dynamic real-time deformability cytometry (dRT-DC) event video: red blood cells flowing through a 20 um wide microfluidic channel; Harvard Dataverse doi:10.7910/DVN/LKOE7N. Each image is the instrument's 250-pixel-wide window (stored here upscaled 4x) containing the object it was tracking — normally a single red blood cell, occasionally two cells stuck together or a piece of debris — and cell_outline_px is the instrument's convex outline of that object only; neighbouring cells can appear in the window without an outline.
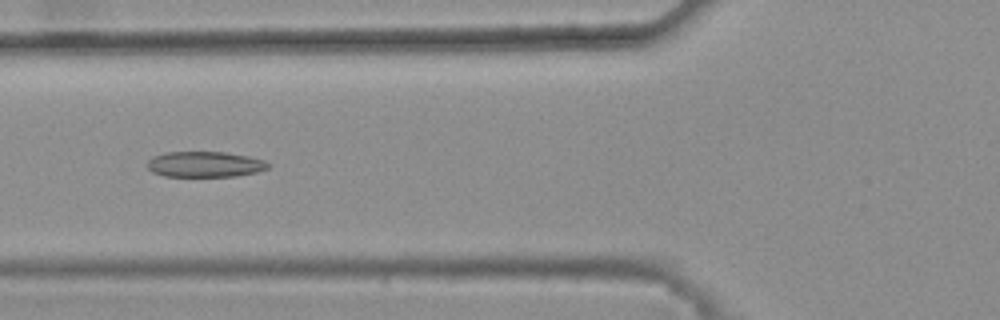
{"species": "common noctule bat (a hibernating species)", "species_latin": "Nyctalus noctula", "temperature_condition": "warm", "stored_images_in_passage": 5, "camera_frame_rate_fps": 3000, "um_per_image_px": 0.085, "animal": {"sex": "female", "body_mass_g": 25.1}, "frame": {"image": 1, "passage_image": 4, "time_ms": 1.0, "image_size_px": [1000, 320], "cell_outline_px": [[272, 164], [268, 168], [256, 172], [236, 176], [164, 176], [152, 172], [148, 168], [148, 160], [152, 156], [168, 152], [224, 152], [248, 156], [264, 160]], "centroid_in_image_um": [17.42, 13.96], "position_along_channel_um": 108.4, "area_um2": 18.03}}
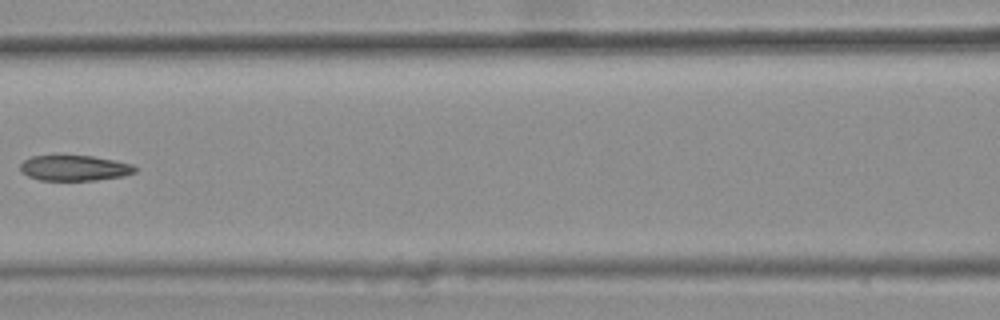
{"frame": {"image": 2, "passage_image": 5, "time_ms": 1.333, "image_size_px": [1000, 320], "cell_outline_px": [[136, 172], [124, 176], [96, 180], [40, 180], [28, 176], [20, 172], [20, 164], [24, 160], [32, 156], [56, 152], [92, 156], [132, 164], [136, 168]], "centroid_in_image_um": [6.26, 14.23], "position_along_channel_um": 160.3, "area_um2": 17.8}}